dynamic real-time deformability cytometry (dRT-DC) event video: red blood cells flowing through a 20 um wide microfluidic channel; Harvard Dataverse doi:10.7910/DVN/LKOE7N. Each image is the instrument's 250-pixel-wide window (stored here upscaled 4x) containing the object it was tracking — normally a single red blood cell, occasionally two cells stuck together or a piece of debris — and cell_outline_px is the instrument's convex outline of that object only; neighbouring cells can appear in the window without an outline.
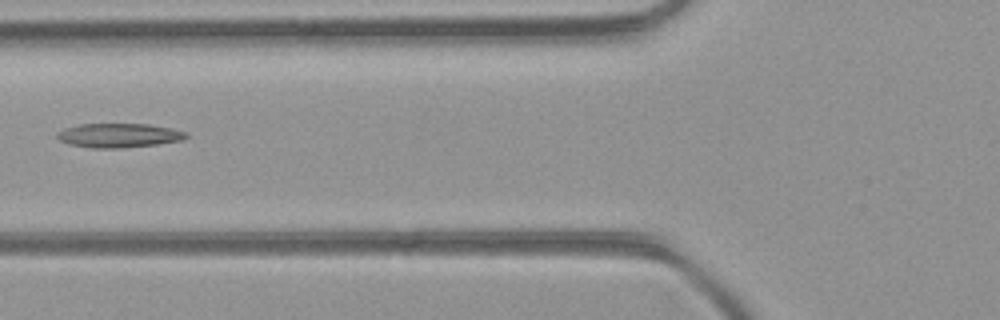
{"species": "common noctule bat (a hibernating species)", "species_latin": "Nyctalus noctula", "temperature_condition": "room temperature", "stored_images_in_passage": 6, "camera_frame_rate_fps": 3000, "um_per_image_px": 0.085, "animal": {"sex": "female", "body_mass_g": 21.9}, "frame": {"image": 1, "passage_image": 6, "time_ms": 1.667, "image_size_px": [1000, 320], "cell_outline_px": [[188, 136], [180, 140], [156, 144], [120, 148], [92, 148], [68, 144], [60, 140], [56, 136], [56, 132], [64, 128], [80, 124], [148, 124], [172, 128], [188, 132]], "centroid_in_image_um": [10.07, 11.5], "position_along_channel_um": 115.7, "area_um2": 18.15}}